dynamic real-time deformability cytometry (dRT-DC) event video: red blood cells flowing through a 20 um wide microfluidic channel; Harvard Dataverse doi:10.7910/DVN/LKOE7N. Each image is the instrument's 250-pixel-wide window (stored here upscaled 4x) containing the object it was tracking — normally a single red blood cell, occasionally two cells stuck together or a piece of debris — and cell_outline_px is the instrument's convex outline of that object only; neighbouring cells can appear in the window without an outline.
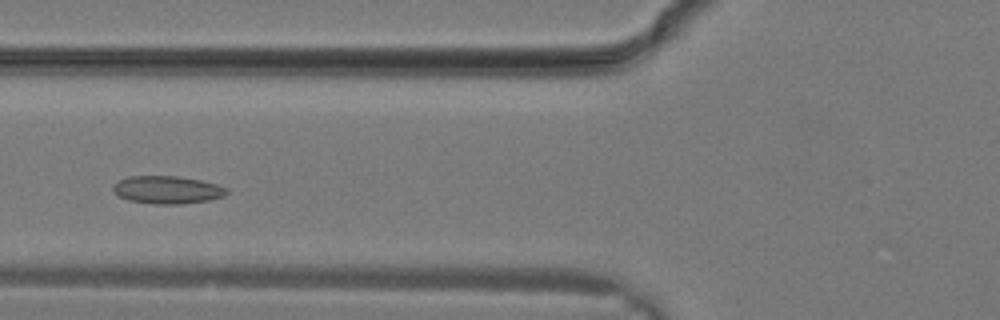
{"species": "common noctule bat (a hibernating species)", "species_latin": "Nyctalus noctula", "temperature_condition": "warm", "stored_images_in_passage": 8, "camera_frame_rate_fps": 3000, "um_per_image_px": 0.085, "animal": {"sex": "male", "body_mass_g": 19.2, "forearm_length_mm": 51.8}, "frame": {"image": 1, "passage_image": 5, "time_ms": 1.333, "image_size_px": [1000, 320], "cell_outline_px": [[228, 192], [224, 196], [208, 200], [180, 204], [152, 204], [128, 200], [120, 196], [112, 188], [120, 180], [128, 176], [176, 176], [200, 180], [216, 184], [228, 188]], "centroid_in_image_um": [14.24, 16.14], "position_along_channel_um": 111.6, "area_um2": 18.21}}
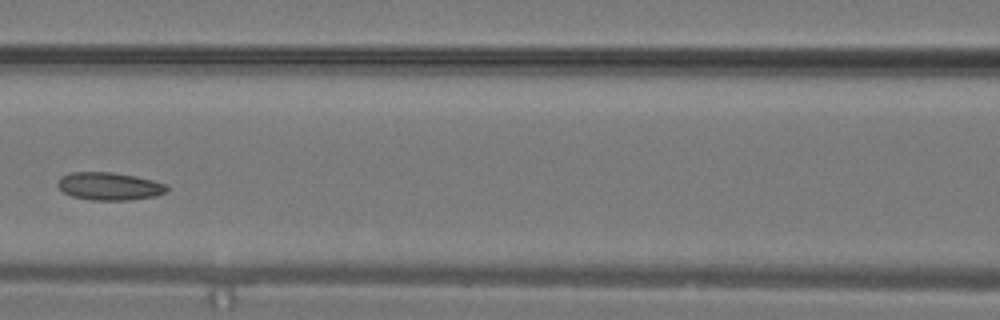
{"frame": {"image": 2, "passage_image": 7, "time_ms": 2.0, "image_size_px": [1000, 320], "cell_outline_px": [[168, 188], [164, 192], [156, 196], [132, 200], [92, 200], [72, 196], [64, 192], [56, 184], [56, 180], [60, 176], [68, 172], [112, 172], [136, 176], [168, 184]], "centroid_in_image_um": [9.27, 15.82], "position_along_channel_um": 157.3, "area_um2": 17.86}}